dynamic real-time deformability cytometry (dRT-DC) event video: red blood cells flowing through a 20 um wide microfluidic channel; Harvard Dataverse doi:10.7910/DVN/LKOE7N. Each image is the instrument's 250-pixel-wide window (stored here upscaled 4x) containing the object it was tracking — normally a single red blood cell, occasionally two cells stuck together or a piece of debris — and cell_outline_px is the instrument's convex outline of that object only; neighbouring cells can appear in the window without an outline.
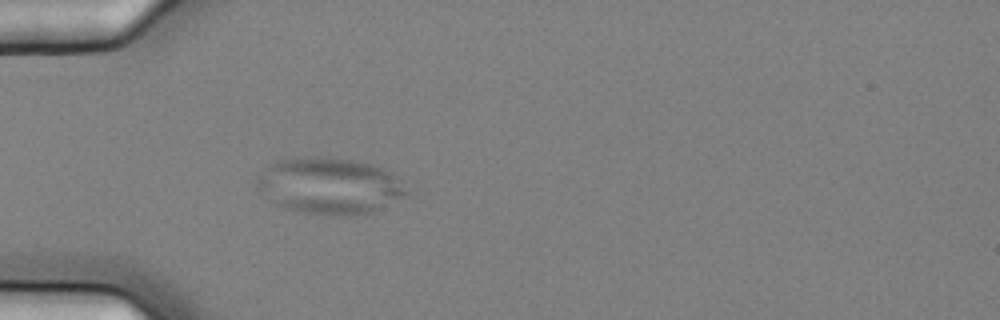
{"species": "common noctule bat (a hibernating species)", "species_latin": "Nyctalus noctula", "temperature_condition": "cold", "stored_images_in_passage": 1, "camera_frame_rate_fps": 3000, "um_per_image_px": 0.085, "animal": {"sex": "female", "body_mass_g": 25.1}, "frame": {"image": 1, "passage_image": 1, "time_ms": 0.0, "image_size_px": [1000, 320], "cell_outline_px": [[412, 192], [372, 212], [344, 216], [332, 216], [300, 212], [276, 204], [256, 184], [256, 180], [276, 160], [304, 156], [316, 156], [348, 160], [372, 164], [392, 172]], "centroid_in_image_um": [28.08, 15.8], "position_along_channel_um": 56.9, "area_um2": 48.73}}